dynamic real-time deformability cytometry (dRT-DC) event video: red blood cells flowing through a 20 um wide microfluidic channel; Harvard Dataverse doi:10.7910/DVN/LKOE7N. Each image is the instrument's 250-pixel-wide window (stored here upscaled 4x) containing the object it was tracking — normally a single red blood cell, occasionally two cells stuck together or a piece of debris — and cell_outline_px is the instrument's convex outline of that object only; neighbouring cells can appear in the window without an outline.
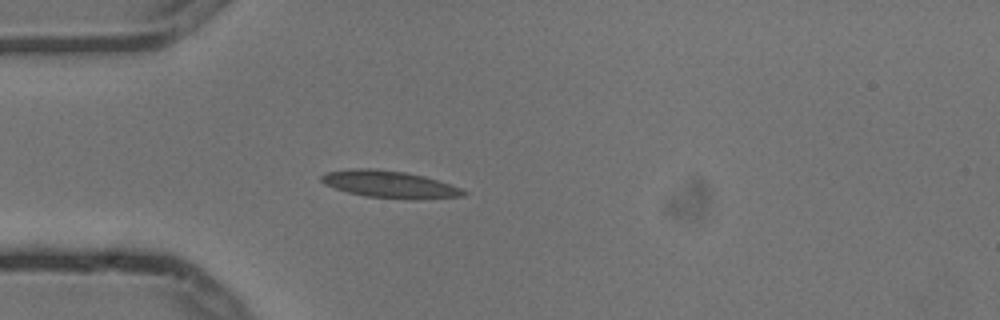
{"species": "common noctule bat (a hibernating species)", "species_latin": "Nyctalus noctula", "temperature_condition": "cold", "stored_images_in_passage": 4, "camera_frame_rate_fps": 3000, "um_per_image_px": 0.085, "animal": {"sex": "male", "body_mass_g": 13.3}, "frame": {"image": 1, "passage_image": 4, "time_ms": 1.0, "image_size_px": [1000, 320], "cell_outline_px": [[468, 192], [464, 196], [416, 200], [412, 200], [364, 196], [348, 192], [324, 184], [320, 180], [320, 176], [324, 172], [348, 168], [376, 168], [404, 172], [424, 176], [460, 188]], "centroid_in_image_um": [33.08, 15.66], "position_along_channel_um": 51.9, "area_um2": 22.66}}